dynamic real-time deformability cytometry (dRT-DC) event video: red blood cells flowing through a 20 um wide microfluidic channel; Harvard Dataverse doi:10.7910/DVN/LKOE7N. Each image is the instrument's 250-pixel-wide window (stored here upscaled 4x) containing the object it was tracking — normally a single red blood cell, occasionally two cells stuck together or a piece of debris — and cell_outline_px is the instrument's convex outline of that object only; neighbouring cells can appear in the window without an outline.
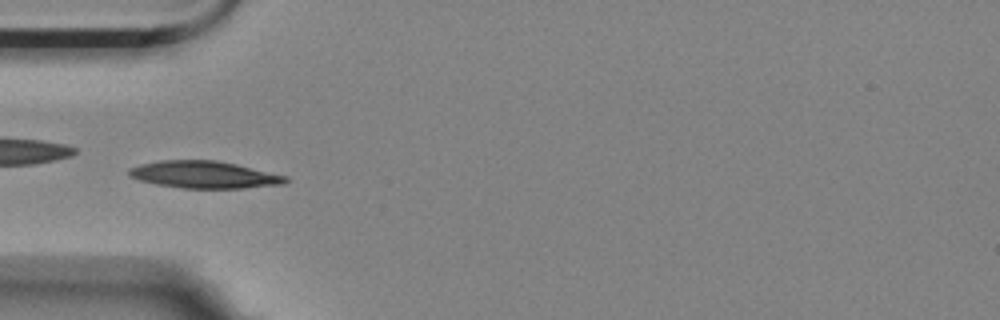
{"species": "Egyptian fruit bat (a non-hibernating species)", "species_latin": "Rousettus aegyptiacus", "temperature_condition": "room temperature", "stored_images_in_passage": 15, "camera_frame_rate_fps": 3000, "um_per_image_px": 0.085, "animal": {"sex": "female"}, "frame": {"image": 1, "passage_image": 5, "time_ms": 1.333, "image_size_px": [1000, 320], "cell_outline_px": [[288, 180], [284, 184], [244, 188], [184, 188], [156, 184], [140, 180], [128, 176], [128, 168], [140, 164], [160, 160], [216, 160], [236, 164], [288, 176]], "centroid_in_image_um": [17.34, 14.84], "position_along_channel_um": 67.7, "area_um2": 24.8}}
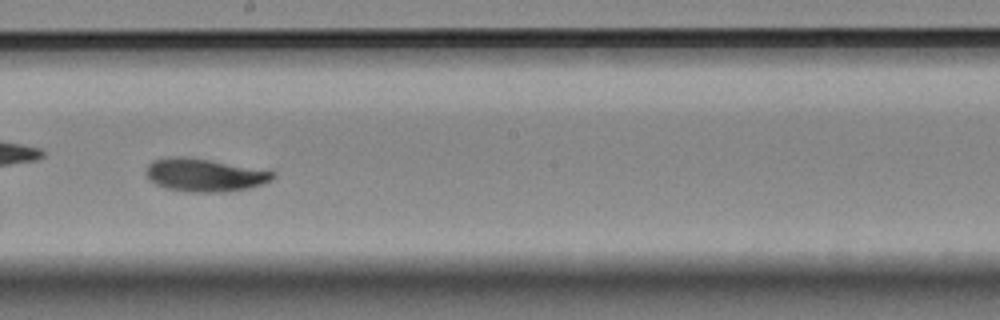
{"frame": {"image": 2, "passage_image": 9, "time_ms": 2.667, "image_size_px": [1000, 320], "cell_outline_px": [[276, 176], [272, 180], [264, 184], [248, 188], [224, 192], [188, 192], [164, 188], [156, 184], [144, 172], [148, 164], [152, 160], [176, 156], [180, 156], [208, 160], [276, 172]], "centroid_in_image_um": [17.38, 14.89], "position_along_channel_um": 230.8, "area_um2": 24.22}}
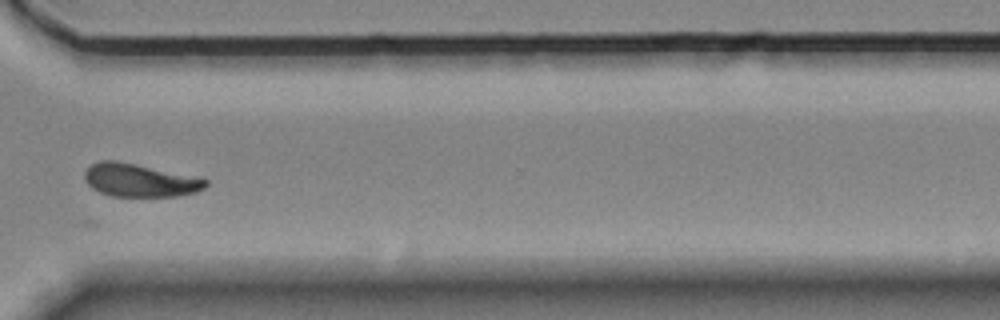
{"frame": {"image": 3, "passage_image": 12, "time_ms": 3.667, "image_size_px": [1000, 320], "cell_outline_px": [[208, 184], [204, 188], [196, 192], [176, 196], [112, 196], [100, 192], [92, 188], [84, 180], [84, 172], [92, 164], [100, 160], [116, 160], [200, 176], [208, 180]], "centroid_in_image_um": [11.92, 15.31], "position_along_channel_um": 358.7, "area_um2": 23.64}}